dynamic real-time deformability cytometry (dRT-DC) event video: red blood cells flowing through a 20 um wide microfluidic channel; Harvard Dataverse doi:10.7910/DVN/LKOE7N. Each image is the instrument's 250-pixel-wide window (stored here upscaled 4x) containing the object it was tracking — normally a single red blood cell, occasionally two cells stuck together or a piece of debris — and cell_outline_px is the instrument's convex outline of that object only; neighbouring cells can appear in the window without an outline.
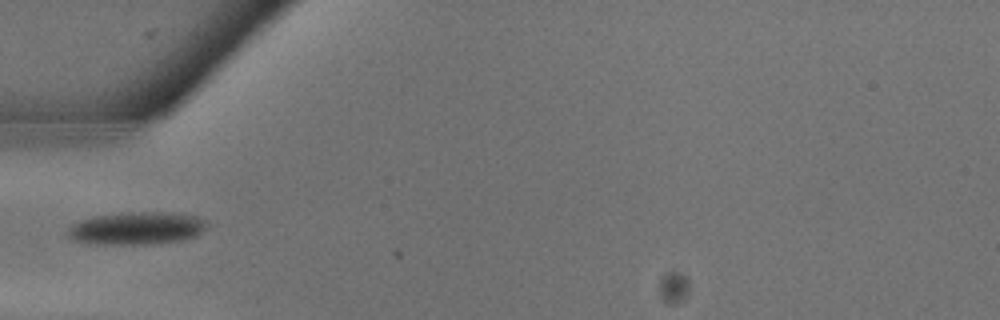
{"species": "common noctule bat (a hibernating species)", "species_latin": "Nyctalus noctula", "temperature_condition": "warm", "stored_images_in_passage": 4, "camera_frame_rate_fps": 3000, "um_per_image_px": 0.085, "animal": {"sex": "male", "body_mass_g": 13.3}, "frame": {"image": 1, "passage_image": 3, "time_ms": 0.667, "image_size_px": [1000, 320], "cell_outline_px": [[208, 224], [196, 236], [184, 240], [156, 244], [80, 244], [72, 240], [68, 236], [68, 228], [72, 224], [80, 220], [96, 216], [128, 212], [160, 212], [196, 216], [204, 220]], "centroid_in_image_um": [11.56, 19.42], "position_along_channel_um": 73.4, "area_um2": 26.65}}